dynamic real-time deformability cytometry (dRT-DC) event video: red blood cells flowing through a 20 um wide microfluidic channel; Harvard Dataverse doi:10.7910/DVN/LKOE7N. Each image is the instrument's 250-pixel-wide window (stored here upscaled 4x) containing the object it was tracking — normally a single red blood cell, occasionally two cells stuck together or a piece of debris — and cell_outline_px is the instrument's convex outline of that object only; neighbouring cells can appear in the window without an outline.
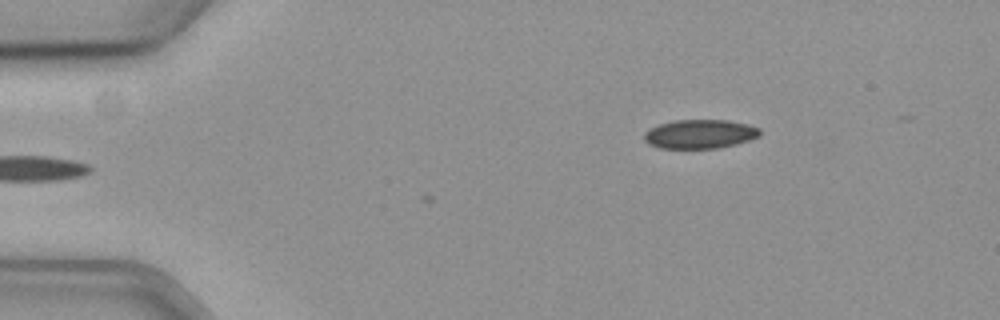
{"species": "common noctule bat (a hibernating species)", "species_latin": "Nyctalus noctula", "temperature_condition": "cold", "stored_images_in_passage": 26, "camera_frame_rate_fps": 3000, "um_per_image_px": 0.085, "animal": {"sex": "female", "body_mass_g": 19.3, "forearm_length_mm": 54.1}, "frame": {"image": 1, "passage_image": 1, "time_ms": 0.0, "image_size_px": [1000, 320], "cell_outline_px": [[760, 136], [736, 144], [716, 148], [660, 148], [648, 144], [644, 140], [644, 132], [660, 124], [676, 120], [728, 120], [748, 124], [760, 128]], "centroid_in_image_um": [59.5, 11.39], "position_along_channel_um": 25.5, "area_um2": 19.48}}
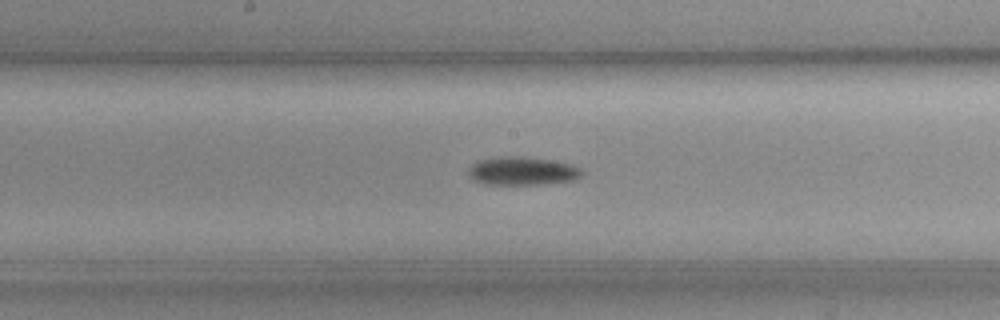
{"frame": {"image": 2, "passage_image": 11, "time_ms": 3.333, "image_size_px": [1000, 320], "cell_outline_px": [[584, 172], [576, 180], [544, 184], [484, 184], [468, 176], [468, 168], [472, 164], [480, 160], [548, 160], [572, 164], [580, 168]], "centroid_in_image_um": [44.46, 14.61], "position_along_channel_um": 203.7, "area_um2": 17.46}}
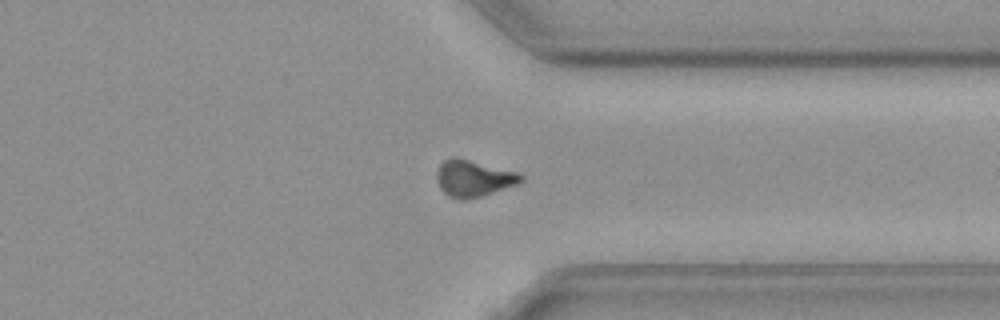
{"frame": {"image": 3, "passage_image": 25, "time_ms": 8.0, "image_size_px": [1000, 320], "cell_outline_px": [[524, 180], [516, 184], [468, 200], [460, 200], [448, 196], [440, 188], [436, 180], [436, 172], [440, 164], [444, 160], [452, 156], [520, 172], [524, 176]], "centroid_in_image_um": [40.23, 15.16], "position_along_channel_um": 371.2, "area_um2": 17.98}}